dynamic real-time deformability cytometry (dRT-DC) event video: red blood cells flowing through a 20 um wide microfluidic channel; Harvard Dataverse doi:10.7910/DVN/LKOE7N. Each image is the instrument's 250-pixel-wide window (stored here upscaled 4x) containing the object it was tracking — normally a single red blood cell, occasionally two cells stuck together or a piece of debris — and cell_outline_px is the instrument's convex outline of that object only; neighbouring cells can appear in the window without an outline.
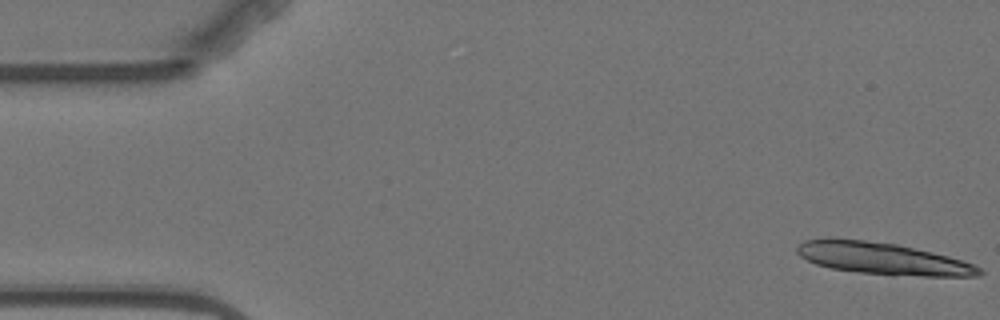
{"species": "Egyptian fruit bat (a non-hibernating species)", "species_latin": "Rousettus aegyptiacus", "temperature_condition": "warm", "stored_images_in_passage": 6, "segment_of_instrument_passage": [1, 2], "camera_frame_rate_fps": 3000, "um_per_image_px": 0.085, "animal": {"sex": "female"}, "frame": {"image": 1, "passage_image": 1, "time_ms": 0.0, "image_size_px": [1000, 320], "cell_outline_px": [[984, 272], [980, 276], [924, 276], [860, 272], [832, 268], [816, 264], [800, 256], [796, 252], [796, 248], [804, 240], [824, 236], [828, 236], [864, 240], [896, 244], [932, 252], [964, 260], [980, 268]], "centroid_in_image_um": [74.97, 21.94], "position_along_channel_um": 10.0, "area_um2": 33.87}}